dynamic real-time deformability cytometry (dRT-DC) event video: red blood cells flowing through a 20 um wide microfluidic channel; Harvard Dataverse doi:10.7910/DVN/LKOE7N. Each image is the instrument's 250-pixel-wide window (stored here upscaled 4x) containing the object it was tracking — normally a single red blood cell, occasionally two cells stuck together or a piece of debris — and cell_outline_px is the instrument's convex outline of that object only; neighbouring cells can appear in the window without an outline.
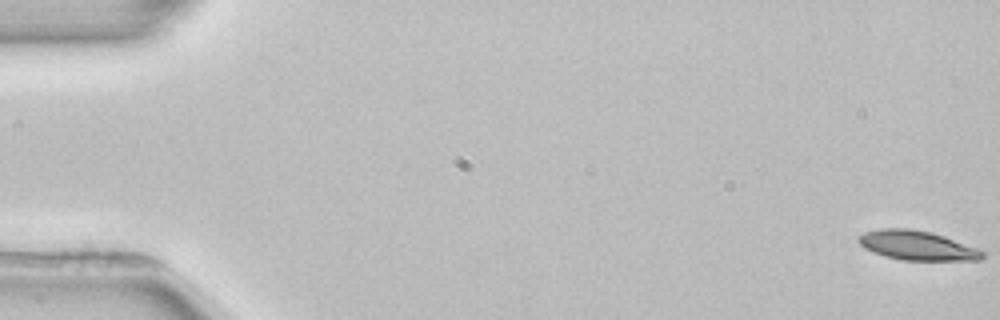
{"species": "common noctule bat (a hibernating species)", "species_latin": "Nyctalus noctula", "temperature_condition": "room temperature", "stored_images_in_passage": 5, "camera_frame_rate_fps": 3000, "um_per_image_px": 0.085, "animal": {"sex": "female", "body_mass_g": 22.7, "forearm_length_mm": 54.2}, "frame": {"image": 1, "passage_image": 1, "time_ms": 0.0, "image_size_px": [1000, 320], "cell_outline_px": [[984, 256], [980, 260], [900, 260], [884, 256], [872, 252], [864, 248], [856, 240], [856, 236], [864, 232], [880, 228], [908, 228], [932, 232], [944, 236], [976, 248], [984, 252]], "centroid_in_image_um": [77.88, 20.86], "position_along_channel_um": 7.1, "area_um2": 21.33}}
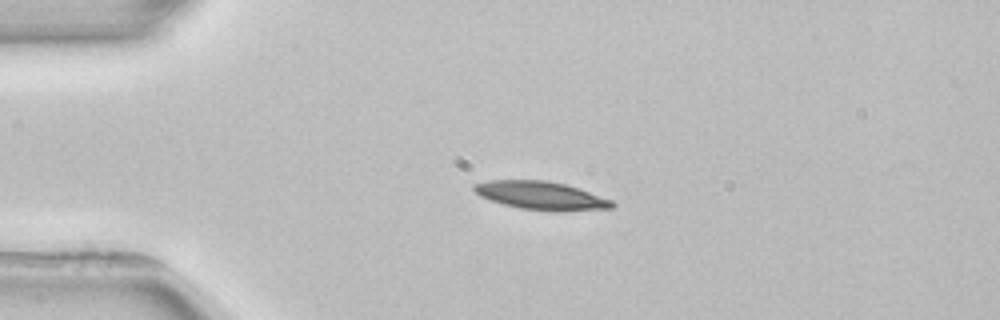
{"frame": {"image": 2, "passage_image": 4, "time_ms": 4.0, "image_size_px": [1000, 320], "cell_outline_px": [[616, 204], [612, 208], [560, 212], [552, 212], [520, 208], [504, 204], [480, 196], [472, 188], [472, 184], [488, 180], [548, 180], [564, 184], [612, 200]], "centroid_in_image_um": [45.98, 16.63], "position_along_channel_um": 39.0, "area_um2": 22.72}}
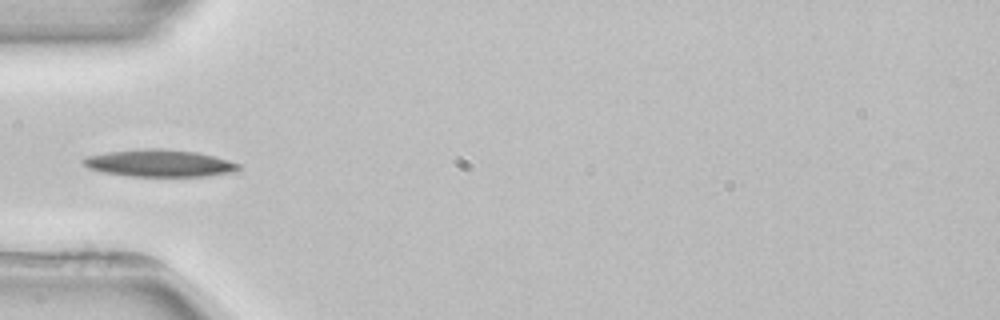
{"frame": {"image": 3, "passage_image": 5, "time_ms": 5.667, "image_size_px": [1000, 320], "cell_outline_px": [[240, 172], [208, 176], [132, 176], [104, 172], [88, 168], [80, 160], [84, 156], [108, 152], [144, 148], [160, 148], [196, 152], [216, 156], [240, 164]], "centroid_in_image_um": [13.6, 13.87], "position_along_channel_um": 71.4, "area_um2": 24.8}}